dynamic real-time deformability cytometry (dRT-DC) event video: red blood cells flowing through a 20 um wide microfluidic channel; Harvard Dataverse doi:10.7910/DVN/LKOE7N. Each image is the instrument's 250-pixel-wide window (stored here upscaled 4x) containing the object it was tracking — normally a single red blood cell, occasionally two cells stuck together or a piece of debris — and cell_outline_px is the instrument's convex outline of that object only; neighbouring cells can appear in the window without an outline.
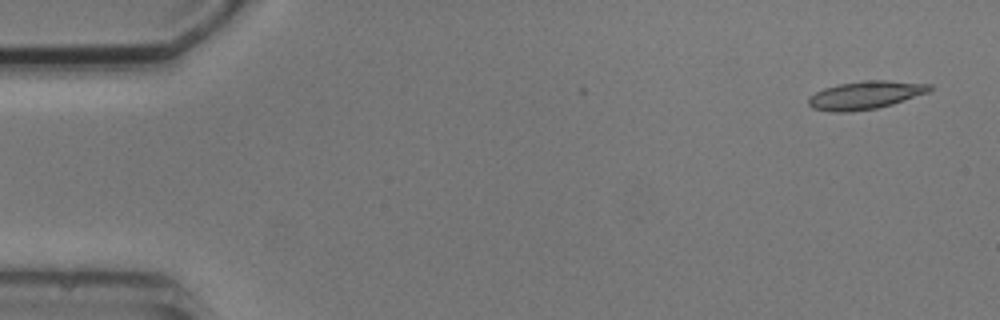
{"species": "common noctule bat (a hibernating species)", "species_latin": "Nyctalus noctula", "temperature_condition": "cold", "stored_images_in_passage": 5, "camera_frame_rate_fps": 3000, "um_per_image_px": 0.085, "animal": {"sex": "male", "body_mass_g": 20.5, "forearm_length_mm": 52.5}, "frame": {"image": 1, "passage_image": 1, "time_ms": 0.0, "image_size_px": [1000, 320], "cell_outline_px": [[932, 88], [928, 92], [892, 104], [876, 108], [848, 112], [828, 112], [812, 108], [808, 104], [808, 96], [824, 88], [840, 84], [864, 80], [884, 80], [932, 84]], "centroid_in_image_um": [73.52, 8.09], "position_along_channel_um": 11.5, "area_um2": 19.77}}
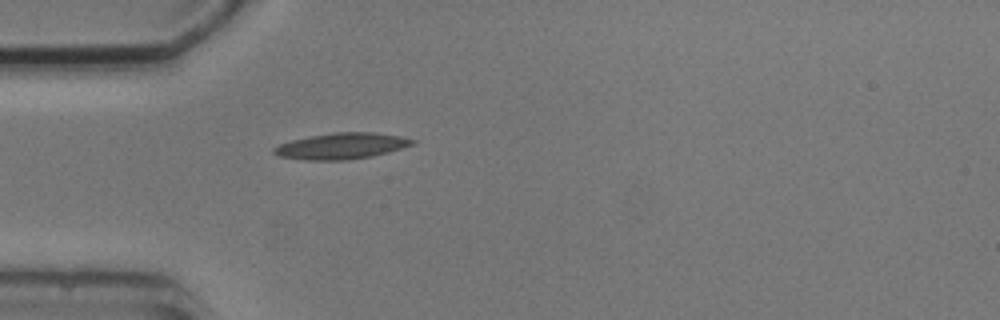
{"frame": {"image": 2, "passage_image": 5, "time_ms": 4.333, "image_size_px": [1000, 320], "cell_outline_px": [[416, 140], [412, 144], [388, 152], [372, 156], [348, 160], [304, 160], [280, 156], [272, 152], [272, 148], [280, 144], [292, 140], [312, 136], [336, 132], [372, 132], [400, 136]], "centroid_in_image_um": [29.01, 12.41], "position_along_channel_um": 56.0, "area_um2": 20.81}}